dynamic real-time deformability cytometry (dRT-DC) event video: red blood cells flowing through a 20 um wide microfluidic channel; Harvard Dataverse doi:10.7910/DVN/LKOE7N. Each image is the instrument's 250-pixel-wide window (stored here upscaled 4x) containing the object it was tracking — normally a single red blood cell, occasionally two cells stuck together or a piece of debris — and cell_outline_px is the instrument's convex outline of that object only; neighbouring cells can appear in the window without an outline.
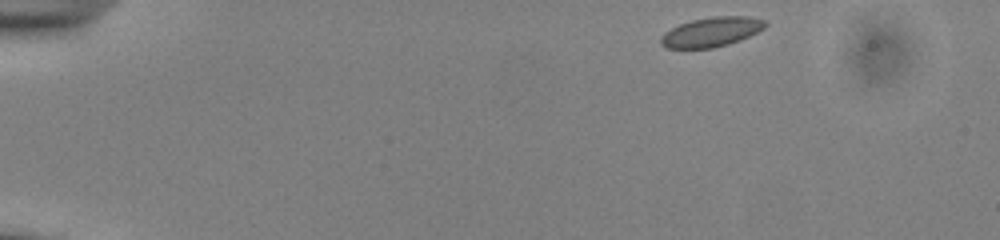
{"species": "common noctule bat (a hibernating species)", "species_latin": "Nyctalus noctula", "temperature_condition": "cold", "stored_images_in_passage": 47, "camera_frame_rate_fps": 3000, "um_per_image_px": 0.085, "animal": {"sex": "male", "body_mass_g": 13.0, "forearm_length_mm": 53.1}, "frame": {"image": 1, "passage_image": 1, "time_ms": 0.0, "image_size_px": [1000, 240], "cell_outline_px": [[768, 24], [764, 28], [740, 40], [728, 44], [712, 48], [668, 48], [660, 44], [660, 36], [664, 32], [680, 24], [692, 20], [712, 16], [748, 16], [768, 20]], "centroid_in_image_um": [60.48, 2.7], "position_along_channel_um": 24.5, "area_um2": 18.03}}
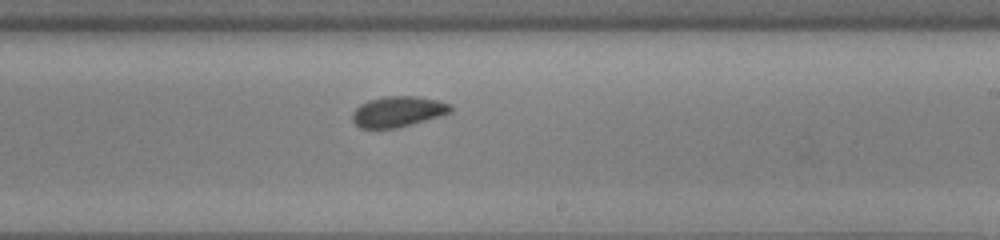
{"frame": {"image": 2, "passage_image": 27, "time_ms": 8.667, "image_size_px": [1000, 240], "cell_outline_px": [[452, 112], [440, 116], [396, 128], [360, 128], [352, 120], [352, 112], [360, 104], [368, 100], [384, 96], [416, 96], [440, 100], [452, 104]], "centroid_in_image_um": [33.84, 9.47], "position_along_channel_um": 255.2, "area_um2": 17.63}}
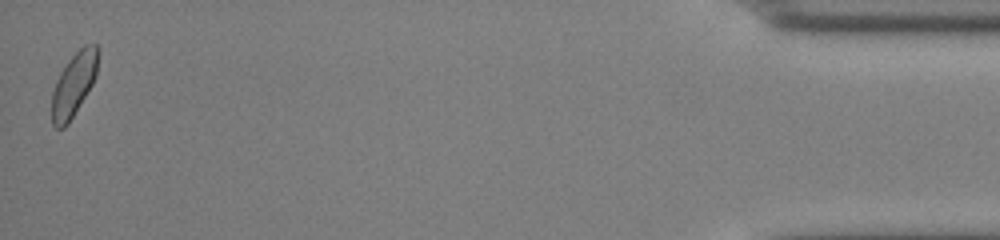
{"frame": {"image": 3, "passage_image": 47, "time_ms": 15.333, "image_size_px": [1000, 240], "cell_outline_px": [[100, 52], [96, 76], [92, 84], [68, 124], [64, 128], [56, 128], [52, 124], [52, 92], [56, 80], [60, 72], [68, 60], [84, 44], [96, 44], [100, 48]], "centroid_in_image_um": [6.29, 7.13], "position_along_channel_um": 428.9, "area_um2": 17.22}, "authors_computed_cell_mechanics": {"area_um2": 17.629, "velocity_mm_per_s": 3.834, "shape_relaxation_time_tau1_ms": 4.7041, "shape_relaxation_time_tau2_ms": 2.2158, "deformation_change_tau1": 0.0566, "deformation_change_tau2": 0.0492}}